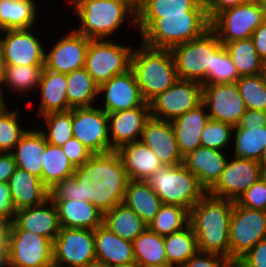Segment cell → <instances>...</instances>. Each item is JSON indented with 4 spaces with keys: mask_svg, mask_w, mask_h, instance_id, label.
Instances as JSON below:
<instances>
[{
    "mask_svg": "<svg viewBox=\"0 0 266 267\" xmlns=\"http://www.w3.org/2000/svg\"><path fill=\"white\" fill-rule=\"evenodd\" d=\"M234 201L206 193L191 209L192 226L199 251L229 258V228Z\"/></svg>",
    "mask_w": 266,
    "mask_h": 267,
    "instance_id": "obj_1",
    "label": "cell"
},
{
    "mask_svg": "<svg viewBox=\"0 0 266 267\" xmlns=\"http://www.w3.org/2000/svg\"><path fill=\"white\" fill-rule=\"evenodd\" d=\"M130 68L148 104L178 80L171 50L154 49L142 44L138 50H132Z\"/></svg>",
    "mask_w": 266,
    "mask_h": 267,
    "instance_id": "obj_2",
    "label": "cell"
},
{
    "mask_svg": "<svg viewBox=\"0 0 266 267\" xmlns=\"http://www.w3.org/2000/svg\"><path fill=\"white\" fill-rule=\"evenodd\" d=\"M210 29L206 10L186 14L161 15L142 35V44L154 49L173 47L202 36Z\"/></svg>",
    "mask_w": 266,
    "mask_h": 267,
    "instance_id": "obj_3",
    "label": "cell"
},
{
    "mask_svg": "<svg viewBox=\"0 0 266 267\" xmlns=\"http://www.w3.org/2000/svg\"><path fill=\"white\" fill-rule=\"evenodd\" d=\"M81 26L76 32L89 39H105L118 29L127 14L136 22V8L127 0H70Z\"/></svg>",
    "mask_w": 266,
    "mask_h": 267,
    "instance_id": "obj_4",
    "label": "cell"
},
{
    "mask_svg": "<svg viewBox=\"0 0 266 267\" xmlns=\"http://www.w3.org/2000/svg\"><path fill=\"white\" fill-rule=\"evenodd\" d=\"M163 204L190 209L207 193L184 164L162 165L146 180Z\"/></svg>",
    "mask_w": 266,
    "mask_h": 267,
    "instance_id": "obj_5",
    "label": "cell"
},
{
    "mask_svg": "<svg viewBox=\"0 0 266 267\" xmlns=\"http://www.w3.org/2000/svg\"><path fill=\"white\" fill-rule=\"evenodd\" d=\"M53 242L37 233L6 225L4 267H53Z\"/></svg>",
    "mask_w": 266,
    "mask_h": 267,
    "instance_id": "obj_6",
    "label": "cell"
},
{
    "mask_svg": "<svg viewBox=\"0 0 266 267\" xmlns=\"http://www.w3.org/2000/svg\"><path fill=\"white\" fill-rule=\"evenodd\" d=\"M210 28L202 36L171 49L178 79L202 83L211 68L212 55L222 46Z\"/></svg>",
    "mask_w": 266,
    "mask_h": 267,
    "instance_id": "obj_7",
    "label": "cell"
},
{
    "mask_svg": "<svg viewBox=\"0 0 266 267\" xmlns=\"http://www.w3.org/2000/svg\"><path fill=\"white\" fill-rule=\"evenodd\" d=\"M266 19L262 2L247 1L218 13L210 28L224 45L235 40L251 38L253 31Z\"/></svg>",
    "mask_w": 266,
    "mask_h": 267,
    "instance_id": "obj_8",
    "label": "cell"
},
{
    "mask_svg": "<svg viewBox=\"0 0 266 267\" xmlns=\"http://www.w3.org/2000/svg\"><path fill=\"white\" fill-rule=\"evenodd\" d=\"M130 48L106 39H90L85 69L100 86L111 77L130 69L132 54Z\"/></svg>",
    "mask_w": 266,
    "mask_h": 267,
    "instance_id": "obj_9",
    "label": "cell"
},
{
    "mask_svg": "<svg viewBox=\"0 0 266 267\" xmlns=\"http://www.w3.org/2000/svg\"><path fill=\"white\" fill-rule=\"evenodd\" d=\"M266 237V211L249 209L234 202L229 228V258L236 263Z\"/></svg>",
    "mask_w": 266,
    "mask_h": 267,
    "instance_id": "obj_10",
    "label": "cell"
},
{
    "mask_svg": "<svg viewBox=\"0 0 266 267\" xmlns=\"http://www.w3.org/2000/svg\"><path fill=\"white\" fill-rule=\"evenodd\" d=\"M203 85L198 81L178 79L150 103V116L172 121L202 104Z\"/></svg>",
    "mask_w": 266,
    "mask_h": 267,
    "instance_id": "obj_11",
    "label": "cell"
},
{
    "mask_svg": "<svg viewBox=\"0 0 266 267\" xmlns=\"http://www.w3.org/2000/svg\"><path fill=\"white\" fill-rule=\"evenodd\" d=\"M53 267H81L96 259L94 230L60 228L53 241Z\"/></svg>",
    "mask_w": 266,
    "mask_h": 267,
    "instance_id": "obj_12",
    "label": "cell"
},
{
    "mask_svg": "<svg viewBox=\"0 0 266 267\" xmlns=\"http://www.w3.org/2000/svg\"><path fill=\"white\" fill-rule=\"evenodd\" d=\"M263 177V168L258 161L234 158L227 161L217 182L208 194L236 202L254 183Z\"/></svg>",
    "mask_w": 266,
    "mask_h": 267,
    "instance_id": "obj_13",
    "label": "cell"
},
{
    "mask_svg": "<svg viewBox=\"0 0 266 267\" xmlns=\"http://www.w3.org/2000/svg\"><path fill=\"white\" fill-rule=\"evenodd\" d=\"M72 132L93 154L113 151L108 135V114L103 109L72 108Z\"/></svg>",
    "mask_w": 266,
    "mask_h": 267,
    "instance_id": "obj_14",
    "label": "cell"
},
{
    "mask_svg": "<svg viewBox=\"0 0 266 267\" xmlns=\"http://www.w3.org/2000/svg\"><path fill=\"white\" fill-rule=\"evenodd\" d=\"M209 119L237 126L247 111L236 83L203 85V100Z\"/></svg>",
    "mask_w": 266,
    "mask_h": 267,
    "instance_id": "obj_15",
    "label": "cell"
},
{
    "mask_svg": "<svg viewBox=\"0 0 266 267\" xmlns=\"http://www.w3.org/2000/svg\"><path fill=\"white\" fill-rule=\"evenodd\" d=\"M73 177L87 178L90 181L101 179L109 191H126L129 182L123 162L116 151L93 154L75 168Z\"/></svg>",
    "mask_w": 266,
    "mask_h": 267,
    "instance_id": "obj_16",
    "label": "cell"
},
{
    "mask_svg": "<svg viewBox=\"0 0 266 267\" xmlns=\"http://www.w3.org/2000/svg\"><path fill=\"white\" fill-rule=\"evenodd\" d=\"M102 92H105L103 110L107 114L135 107H150L142 97L136 76L131 68L102 83L99 86V93Z\"/></svg>",
    "mask_w": 266,
    "mask_h": 267,
    "instance_id": "obj_17",
    "label": "cell"
},
{
    "mask_svg": "<svg viewBox=\"0 0 266 267\" xmlns=\"http://www.w3.org/2000/svg\"><path fill=\"white\" fill-rule=\"evenodd\" d=\"M90 39L76 31L63 36L52 50L45 54L44 67L54 72L68 74L85 67Z\"/></svg>",
    "mask_w": 266,
    "mask_h": 267,
    "instance_id": "obj_18",
    "label": "cell"
},
{
    "mask_svg": "<svg viewBox=\"0 0 266 267\" xmlns=\"http://www.w3.org/2000/svg\"><path fill=\"white\" fill-rule=\"evenodd\" d=\"M28 29L3 31L6 36L1 39L0 47L6 58L7 65H44L45 50L39 39Z\"/></svg>",
    "mask_w": 266,
    "mask_h": 267,
    "instance_id": "obj_19",
    "label": "cell"
},
{
    "mask_svg": "<svg viewBox=\"0 0 266 267\" xmlns=\"http://www.w3.org/2000/svg\"><path fill=\"white\" fill-rule=\"evenodd\" d=\"M140 141L149 146L164 165H179L183 163L170 121L150 117L143 128Z\"/></svg>",
    "mask_w": 266,
    "mask_h": 267,
    "instance_id": "obj_20",
    "label": "cell"
},
{
    "mask_svg": "<svg viewBox=\"0 0 266 267\" xmlns=\"http://www.w3.org/2000/svg\"><path fill=\"white\" fill-rule=\"evenodd\" d=\"M150 107H135L108 114V135L111 149L116 151L122 145L140 141L146 121L150 118ZM111 137V138H110ZM112 139V140H111Z\"/></svg>",
    "mask_w": 266,
    "mask_h": 267,
    "instance_id": "obj_21",
    "label": "cell"
},
{
    "mask_svg": "<svg viewBox=\"0 0 266 267\" xmlns=\"http://www.w3.org/2000/svg\"><path fill=\"white\" fill-rule=\"evenodd\" d=\"M48 203H51L49 208H47ZM12 222L19 229L37 233L52 242L61 228L56 205L49 199L41 205L16 210Z\"/></svg>",
    "mask_w": 266,
    "mask_h": 267,
    "instance_id": "obj_22",
    "label": "cell"
},
{
    "mask_svg": "<svg viewBox=\"0 0 266 267\" xmlns=\"http://www.w3.org/2000/svg\"><path fill=\"white\" fill-rule=\"evenodd\" d=\"M227 163L220 150L197 147L183 157L184 166L198 179L206 192L217 182Z\"/></svg>",
    "mask_w": 266,
    "mask_h": 267,
    "instance_id": "obj_23",
    "label": "cell"
},
{
    "mask_svg": "<svg viewBox=\"0 0 266 267\" xmlns=\"http://www.w3.org/2000/svg\"><path fill=\"white\" fill-rule=\"evenodd\" d=\"M96 259L107 266L135 264L133 243L124 240L101 224L94 229Z\"/></svg>",
    "mask_w": 266,
    "mask_h": 267,
    "instance_id": "obj_24",
    "label": "cell"
},
{
    "mask_svg": "<svg viewBox=\"0 0 266 267\" xmlns=\"http://www.w3.org/2000/svg\"><path fill=\"white\" fill-rule=\"evenodd\" d=\"M116 152L123 162L129 180L146 181L163 165L149 146L141 141L124 144Z\"/></svg>",
    "mask_w": 266,
    "mask_h": 267,
    "instance_id": "obj_25",
    "label": "cell"
},
{
    "mask_svg": "<svg viewBox=\"0 0 266 267\" xmlns=\"http://www.w3.org/2000/svg\"><path fill=\"white\" fill-rule=\"evenodd\" d=\"M206 10L203 0H141L136 8V23L142 35L161 15L186 14Z\"/></svg>",
    "mask_w": 266,
    "mask_h": 267,
    "instance_id": "obj_26",
    "label": "cell"
},
{
    "mask_svg": "<svg viewBox=\"0 0 266 267\" xmlns=\"http://www.w3.org/2000/svg\"><path fill=\"white\" fill-rule=\"evenodd\" d=\"M7 183L16 210L38 206L49 199V189L42 180L18 167Z\"/></svg>",
    "mask_w": 266,
    "mask_h": 267,
    "instance_id": "obj_27",
    "label": "cell"
},
{
    "mask_svg": "<svg viewBox=\"0 0 266 267\" xmlns=\"http://www.w3.org/2000/svg\"><path fill=\"white\" fill-rule=\"evenodd\" d=\"M50 201L56 205L60 227L94 230L102 224L103 213L89 201Z\"/></svg>",
    "mask_w": 266,
    "mask_h": 267,
    "instance_id": "obj_28",
    "label": "cell"
},
{
    "mask_svg": "<svg viewBox=\"0 0 266 267\" xmlns=\"http://www.w3.org/2000/svg\"><path fill=\"white\" fill-rule=\"evenodd\" d=\"M204 107L205 105L202 103L170 121L175 132L179 152L183 157L201 146V132L209 120V115L204 112Z\"/></svg>",
    "mask_w": 266,
    "mask_h": 267,
    "instance_id": "obj_29",
    "label": "cell"
},
{
    "mask_svg": "<svg viewBox=\"0 0 266 267\" xmlns=\"http://www.w3.org/2000/svg\"><path fill=\"white\" fill-rule=\"evenodd\" d=\"M41 91L39 116L71 110L67 100V74L46 69L38 86Z\"/></svg>",
    "mask_w": 266,
    "mask_h": 267,
    "instance_id": "obj_30",
    "label": "cell"
},
{
    "mask_svg": "<svg viewBox=\"0 0 266 267\" xmlns=\"http://www.w3.org/2000/svg\"><path fill=\"white\" fill-rule=\"evenodd\" d=\"M46 141L42 131H26L15 145L16 152H11L19 169L36 175L41 179L42 155L46 151Z\"/></svg>",
    "mask_w": 266,
    "mask_h": 267,
    "instance_id": "obj_31",
    "label": "cell"
},
{
    "mask_svg": "<svg viewBox=\"0 0 266 267\" xmlns=\"http://www.w3.org/2000/svg\"><path fill=\"white\" fill-rule=\"evenodd\" d=\"M123 203L147 225L155 218L162 201L147 181L129 180Z\"/></svg>",
    "mask_w": 266,
    "mask_h": 267,
    "instance_id": "obj_32",
    "label": "cell"
},
{
    "mask_svg": "<svg viewBox=\"0 0 266 267\" xmlns=\"http://www.w3.org/2000/svg\"><path fill=\"white\" fill-rule=\"evenodd\" d=\"M102 224L120 238L133 242L148 225L124 203L103 213Z\"/></svg>",
    "mask_w": 266,
    "mask_h": 267,
    "instance_id": "obj_33",
    "label": "cell"
},
{
    "mask_svg": "<svg viewBox=\"0 0 266 267\" xmlns=\"http://www.w3.org/2000/svg\"><path fill=\"white\" fill-rule=\"evenodd\" d=\"M67 100L69 107H92L96 95L99 93V85L87 72L85 67L67 74Z\"/></svg>",
    "mask_w": 266,
    "mask_h": 267,
    "instance_id": "obj_34",
    "label": "cell"
},
{
    "mask_svg": "<svg viewBox=\"0 0 266 267\" xmlns=\"http://www.w3.org/2000/svg\"><path fill=\"white\" fill-rule=\"evenodd\" d=\"M224 46L240 77L263 73L265 61L258 56L251 38L235 40L225 43Z\"/></svg>",
    "mask_w": 266,
    "mask_h": 267,
    "instance_id": "obj_35",
    "label": "cell"
},
{
    "mask_svg": "<svg viewBox=\"0 0 266 267\" xmlns=\"http://www.w3.org/2000/svg\"><path fill=\"white\" fill-rule=\"evenodd\" d=\"M36 10L33 0H0V27L3 31L31 28Z\"/></svg>",
    "mask_w": 266,
    "mask_h": 267,
    "instance_id": "obj_36",
    "label": "cell"
},
{
    "mask_svg": "<svg viewBox=\"0 0 266 267\" xmlns=\"http://www.w3.org/2000/svg\"><path fill=\"white\" fill-rule=\"evenodd\" d=\"M43 167L41 180L49 189L57 181L73 177L75 166L68 159L61 146L46 145V151L42 155Z\"/></svg>",
    "mask_w": 266,
    "mask_h": 267,
    "instance_id": "obj_37",
    "label": "cell"
},
{
    "mask_svg": "<svg viewBox=\"0 0 266 267\" xmlns=\"http://www.w3.org/2000/svg\"><path fill=\"white\" fill-rule=\"evenodd\" d=\"M167 263L182 267L197 251V240L192 226L164 237Z\"/></svg>",
    "mask_w": 266,
    "mask_h": 267,
    "instance_id": "obj_38",
    "label": "cell"
},
{
    "mask_svg": "<svg viewBox=\"0 0 266 267\" xmlns=\"http://www.w3.org/2000/svg\"><path fill=\"white\" fill-rule=\"evenodd\" d=\"M132 243L136 265L167 263L164 237L154 233L148 227Z\"/></svg>",
    "mask_w": 266,
    "mask_h": 267,
    "instance_id": "obj_39",
    "label": "cell"
},
{
    "mask_svg": "<svg viewBox=\"0 0 266 267\" xmlns=\"http://www.w3.org/2000/svg\"><path fill=\"white\" fill-rule=\"evenodd\" d=\"M235 158H245L259 161L266 145V126L264 127H234Z\"/></svg>",
    "mask_w": 266,
    "mask_h": 267,
    "instance_id": "obj_40",
    "label": "cell"
},
{
    "mask_svg": "<svg viewBox=\"0 0 266 267\" xmlns=\"http://www.w3.org/2000/svg\"><path fill=\"white\" fill-rule=\"evenodd\" d=\"M190 211L176 205L162 204L148 228L160 236H168L189 225Z\"/></svg>",
    "mask_w": 266,
    "mask_h": 267,
    "instance_id": "obj_41",
    "label": "cell"
},
{
    "mask_svg": "<svg viewBox=\"0 0 266 267\" xmlns=\"http://www.w3.org/2000/svg\"><path fill=\"white\" fill-rule=\"evenodd\" d=\"M97 181H90L87 178L70 177L57 181L49 188V200H80L92 203L93 186Z\"/></svg>",
    "mask_w": 266,
    "mask_h": 267,
    "instance_id": "obj_42",
    "label": "cell"
},
{
    "mask_svg": "<svg viewBox=\"0 0 266 267\" xmlns=\"http://www.w3.org/2000/svg\"><path fill=\"white\" fill-rule=\"evenodd\" d=\"M43 71L44 65H7L2 82L15 91L25 93L39 86Z\"/></svg>",
    "mask_w": 266,
    "mask_h": 267,
    "instance_id": "obj_43",
    "label": "cell"
},
{
    "mask_svg": "<svg viewBox=\"0 0 266 267\" xmlns=\"http://www.w3.org/2000/svg\"><path fill=\"white\" fill-rule=\"evenodd\" d=\"M236 85L247 110L266 112V82L262 73L255 76H241Z\"/></svg>",
    "mask_w": 266,
    "mask_h": 267,
    "instance_id": "obj_44",
    "label": "cell"
},
{
    "mask_svg": "<svg viewBox=\"0 0 266 267\" xmlns=\"http://www.w3.org/2000/svg\"><path fill=\"white\" fill-rule=\"evenodd\" d=\"M240 78L236 66L232 62L224 45H222L213 55L211 68L202 85L236 83Z\"/></svg>",
    "mask_w": 266,
    "mask_h": 267,
    "instance_id": "obj_45",
    "label": "cell"
},
{
    "mask_svg": "<svg viewBox=\"0 0 266 267\" xmlns=\"http://www.w3.org/2000/svg\"><path fill=\"white\" fill-rule=\"evenodd\" d=\"M43 120L46 122L48 132L40 129L49 144L55 146L64 145L71 137L72 132V109L64 112L46 114ZM48 134V135H47Z\"/></svg>",
    "mask_w": 266,
    "mask_h": 267,
    "instance_id": "obj_46",
    "label": "cell"
},
{
    "mask_svg": "<svg viewBox=\"0 0 266 267\" xmlns=\"http://www.w3.org/2000/svg\"><path fill=\"white\" fill-rule=\"evenodd\" d=\"M7 106L3 103L0 106V152L9 151L19 142L21 136L27 131L23 130L17 120V111L6 110Z\"/></svg>",
    "mask_w": 266,
    "mask_h": 267,
    "instance_id": "obj_47",
    "label": "cell"
},
{
    "mask_svg": "<svg viewBox=\"0 0 266 267\" xmlns=\"http://www.w3.org/2000/svg\"><path fill=\"white\" fill-rule=\"evenodd\" d=\"M233 129L234 127L230 124L209 119L201 132V146L223 149L232 140Z\"/></svg>",
    "mask_w": 266,
    "mask_h": 267,
    "instance_id": "obj_48",
    "label": "cell"
},
{
    "mask_svg": "<svg viewBox=\"0 0 266 267\" xmlns=\"http://www.w3.org/2000/svg\"><path fill=\"white\" fill-rule=\"evenodd\" d=\"M124 197L125 191H109L101 179H98L96 186H93L92 204L102 213L111 210L115 205L122 204Z\"/></svg>",
    "mask_w": 266,
    "mask_h": 267,
    "instance_id": "obj_49",
    "label": "cell"
},
{
    "mask_svg": "<svg viewBox=\"0 0 266 267\" xmlns=\"http://www.w3.org/2000/svg\"><path fill=\"white\" fill-rule=\"evenodd\" d=\"M239 206L266 211V180L262 177L248 188L236 201Z\"/></svg>",
    "mask_w": 266,
    "mask_h": 267,
    "instance_id": "obj_50",
    "label": "cell"
},
{
    "mask_svg": "<svg viewBox=\"0 0 266 267\" xmlns=\"http://www.w3.org/2000/svg\"><path fill=\"white\" fill-rule=\"evenodd\" d=\"M182 267H235V263L225 256L198 250Z\"/></svg>",
    "mask_w": 266,
    "mask_h": 267,
    "instance_id": "obj_51",
    "label": "cell"
},
{
    "mask_svg": "<svg viewBox=\"0 0 266 267\" xmlns=\"http://www.w3.org/2000/svg\"><path fill=\"white\" fill-rule=\"evenodd\" d=\"M61 147L75 167L82 165L93 155V153L75 137H71Z\"/></svg>",
    "mask_w": 266,
    "mask_h": 267,
    "instance_id": "obj_52",
    "label": "cell"
},
{
    "mask_svg": "<svg viewBox=\"0 0 266 267\" xmlns=\"http://www.w3.org/2000/svg\"><path fill=\"white\" fill-rule=\"evenodd\" d=\"M235 267H266V237L241 257Z\"/></svg>",
    "mask_w": 266,
    "mask_h": 267,
    "instance_id": "obj_53",
    "label": "cell"
},
{
    "mask_svg": "<svg viewBox=\"0 0 266 267\" xmlns=\"http://www.w3.org/2000/svg\"><path fill=\"white\" fill-rule=\"evenodd\" d=\"M16 208L13 203L10 187L7 182L0 183V223L8 225L12 223Z\"/></svg>",
    "mask_w": 266,
    "mask_h": 267,
    "instance_id": "obj_54",
    "label": "cell"
},
{
    "mask_svg": "<svg viewBox=\"0 0 266 267\" xmlns=\"http://www.w3.org/2000/svg\"><path fill=\"white\" fill-rule=\"evenodd\" d=\"M206 14L211 21L221 11L247 2V0H203Z\"/></svg>",
    "mask_w": 266,
    "mask_h": 267,
    "instance_id": "obj_55",
    "label": "cell"
},
{
    "mask_svg": "<svg viewBox=\"0 0 266 267\" xmlns=\"http://www.w3.org/2000/svg\"><path fill=\"white\" fill-rule=\"evenodd\" d=\"M266 126V112L247 110L235 127H264Z\"/></svg>",
    "mask_w": 266,
    "mask_h": 267,
    "instance_id": "obj_56",
    "label": "cell"
},
{
    "mask_svg": "<svg viewBox=\"0 0 266 267\" xmlns=\"http://www.w3.org/2000/svg\"><path fill=\"white\" fill-rule=\"evenodd\" d=\"M251 39L258 56L266 62V19L253 31Z\"/></svg>",
    "mask_w": 266,
    "mask_h": 267,
    "instance_id": "obj_57",
    "label": "cell"
},
{
    "mask_svg": "<svg viewBox=\"0 0 266 267\" xmlns=\"http://www.w3.org/2000/svg\"><path fill=\"white\" fill-rule=\"evenodd\" d=\"M16 168L13 154L11 152H0V183L8 182Z\"/></svg>",
    "mask_w": 266,
    "mask_h": 267,
    "instance_id": "obj_58",
    "label": "cell"
},
{
    "mask_svg": "<svg viewBox=\"0 0 266 267\" xmlns=\"http://www.w3.org/2000/svg\"><path fill=\"white\" fill-rule=\"evenodd\" d=\"M6 67H7L6 58L4 57V53L0 47V98H1V101L3 103H6V102L4 101V98H3L2 93H1L2 92L1 89L3 87L1 85H4L2 80L4 78Z\"/></svg>",
    "mask_w": 266,
    "mask_h": 267,
    "instance_id": "obj_59",
    "label": "cell"
},
{
    "mask_svg": "<svg viewBox=\"0 0 266 267\" xmlns=\"http://www.w3.org/2000/svg\"><path fill=\"white\" fill-rule=\"evenodd\" d=\"M5 231V225L0 227V267H4L5 263Z\"/></svg>",
    "mask_w": 266,
    "mask_h": 267,
    "instance_id": "obj_60",
    "label": "cell"
},
{
    "mask_svg": "<svg viewBox=\"0 0 266 267\" xmlns=\"http://www.w3.org/2000/svg\"><path fill=\"white\" fill-rule=\"evenodd\" d=\"M81 267H109V266H107L101 260L94 259V260L89 261L87 264H85L84 266H81Z\"/></svg>",
    "mask_w": 266,
    "mask_h": 267,
    "instance_id": "obj_61",
    "label": "cell"
},
{
    "mask_svg": "<svg viewBox=\"0 0 266 267\" xmlns=\"http://www.w3.org/2000/svg\"><path fill=\"white\" fill-rule=\"evenodd\" d=\"M259 164L261 165V167L264 169L266 168V145L265 147L263 148V151H262V154H261V157L259 159Z\"/></svg>",
    "mask_w": 266,
    "mask_h": 267,
    "instance_id": "obj_62",
    "label": "cell"
},
{
    "mask_svg": "<svg viewBox=\"0 0 266 267\" xmlns=\"http://www.w3.org/2000/svg\"><path fill=\"white\" fill-rule=\"evenodd\" d=\"M139 267H175V266L172 264L163 263V264L143 265Z\"/></svg>",
    "mask_w": 266,
    "mask_h": 267,
    "instance_id": "obj_63",
    "label": "cell"
},
{
    "mask_svg": "<svg viewBox=\"0 0 266 267\" xmlns=\"http://www.w3.org/2000/svg\"><path fill=\"white\" fill-rule=\"evenodd\" d=\"M127 1L130 2L135 8H137L141 0H127Z\"/></svg>",
    "mask_w": 266,
    "mask_h": 267,
    "instance_id": "obj_64",
    "label": "cell"
},
{
    "mask_svg": "<svg viewBox=\"0 0 266 267\" xmlns=\"http://www.w3.org/2000/svg\"><path fill=\"white\" fill-rule=\"evenodd\" d=\"M111 267H139V266L136 264H126V265H116Z\"/></svg>",
    "mask_w": 266,
    "mask_h": 267,
    "instance_id": "obj_65",
    "label": "cell"
},
{
    "mask_svg": "<svg viewBox=\"0 0 266 267\" xmlns=\"http://www.w3.org/2000/svg\"><path fill=\"white\" fill-rule=\"evenodd\" d=\"M263 77H264V79H265V82H266V67H265V69H264V71H263Z\"/></svg>",
    "mask_w": 266,
    "mask_h": 267,
    "instance_id": "obj_66",
    "label": "cell"
},
{
    "mask_svg": "<svg viewBox=\"0 0 266 267\" xmlns=\"http://www.w3.org/2000/svg\"><path fill=\"white\" fill-rule=\"evenodd\" d=\"M263 178L266 180V168L263 169Z\"/></svg>",
    "mask_w": 266,
    "mask_h": 267,
    "instance_id": "obj_67",
    "label": "cell"
},
{
    "mask_svg": "<svg viewBox=\"0 0 266 267\" xmlns=\"http://www.w3.org/2000/svg\"><path fill=\"white\" fill-rule=\"evenodd\" d=\"M247 1H255V2H262V3L265 2V0H247Z\"/></svg>",
    "mask_w": 266,
    "mask_h": 267,
    "instance_id": "obj_68",
    "label": "cell"
}]
</instances>
